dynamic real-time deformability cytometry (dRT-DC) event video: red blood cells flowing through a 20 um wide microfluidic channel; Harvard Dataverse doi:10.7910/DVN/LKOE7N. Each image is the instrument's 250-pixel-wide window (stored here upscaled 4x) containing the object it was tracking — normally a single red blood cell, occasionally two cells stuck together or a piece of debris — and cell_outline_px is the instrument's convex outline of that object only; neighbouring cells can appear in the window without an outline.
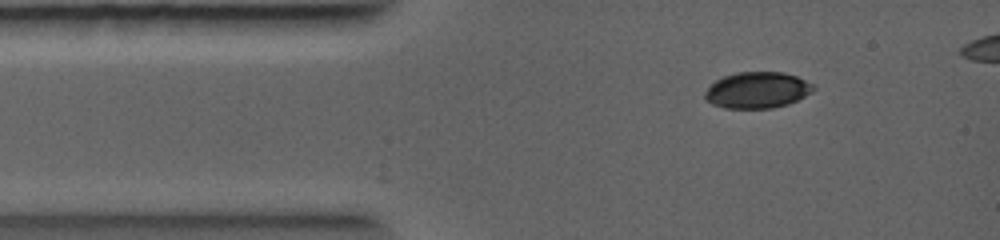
{"species": "common noctule bat (a hibernating species)", "species_latin": "Nyctalus noctula", "temperature_condition": "warm", "stored_images_in_passage": 3, "camera_frame_rate_fps": 5000, "um_per_image_px": 0.085, "animal": {"sex": "female", "body_mass_g": 19.0, "forearm_length_mm": 56.7}, "frame": {"image": 1, "passage_image": 1, "time_ms": 0.0, "image_size_px": [1000, 240], "cell_outline_px": [[816, 88], [812, 92], [788, 104], [772, 108], [724, 108], [712, 104], [704, 100], [704, 92], [716, 80], [724, 76], [736, 72], [784, 72], [796, 76], [816, 84]], "centroid_in_image_um": [64.38, 7.66], "position_along_channel_um": 20.6, "area_um2": 23.06}}